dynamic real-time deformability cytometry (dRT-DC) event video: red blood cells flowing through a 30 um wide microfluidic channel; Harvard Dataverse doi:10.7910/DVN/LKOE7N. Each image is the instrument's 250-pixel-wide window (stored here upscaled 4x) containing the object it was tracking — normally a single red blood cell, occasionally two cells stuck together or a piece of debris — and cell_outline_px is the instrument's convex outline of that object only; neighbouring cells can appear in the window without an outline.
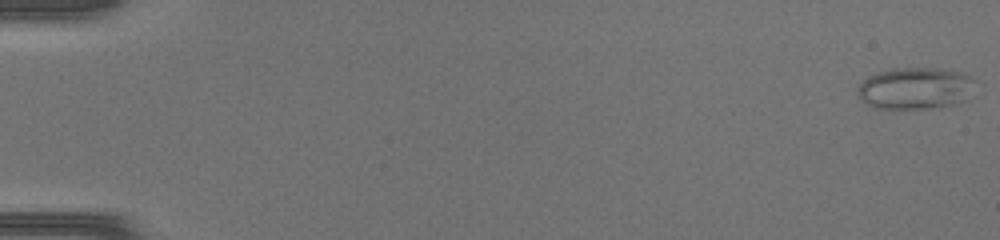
{"species": "common noctule bat (a hibernating species)", "species_latin": "Nyctalus noctula", "temperature_condition": "warm", "stored_images_in_passage": 48, "camera_frame_rate_fps": 3000, "um_per_image_px": 0.085, "animal": {"sex": "female", "body_mass_g": 17.0, "forearm_length_mm": 48.0}, "frame": {"image": 1, "passage_image": 1, "time_ms": 0.0, "image_size_px": [1000, 240], "cell_outline_px": [[976, 96], [968, 100], [956, 104], [932, 108], [876, 108], [868, 104], [856, 92], [856, 88], [868, 76], [876, 72], [892, 68], [940, 68], [960, 72], [972, 76], [976, 80]], "centroid_in_image_um": [77.92, 7.5], "position_along_channel_um": 7.1, "area_um2": 29.36}}
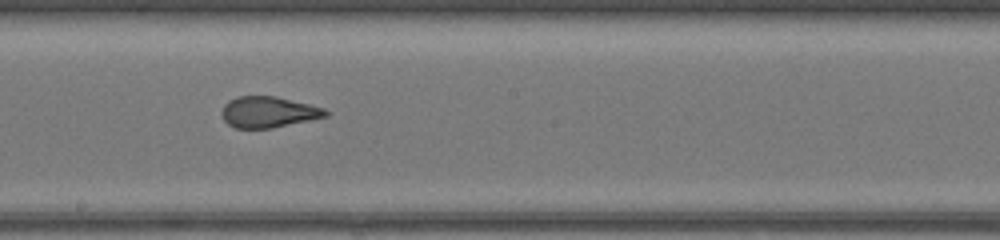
{"frame": {"image": 2, "passage_image": 28, "time_ms": 9.0, "image_size_px": [1000, 240], "cell_outline_px": [[332, 112], [328, 116], [272, 128], [236, 128], [228, 124], [224, 120], [220, 112], [224, 104], [228, 100], [236, 96], [276, 96], [324, 108]], "centroid_in_image_um": [22.8, 9.52], "position_along_channel_um": 225.4, "area_um2": 18.9}}
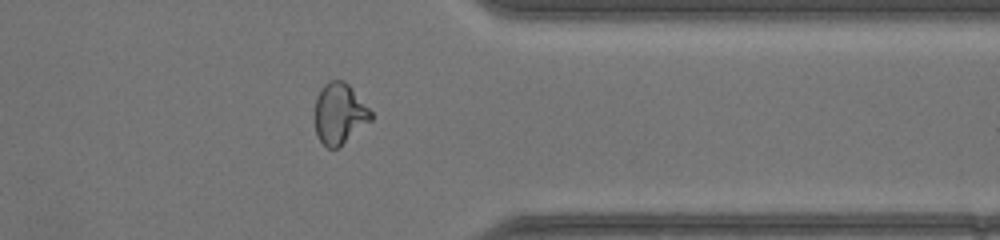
{"frame": {"image": 3, "passage_image": 39, "time_ms": 12.667, "image_size_px": [1000, 240], "cell_outline_px": [[372, 120], [336, 148], [328, 148], [316, 136], [312, 116], [316, 96], [320, 88], [328, 80], [344, 80], [352, 88], [372, 112]], "centroid_in_image_um": [28.79, 9.63], "position_along_channel_um": 382.6, "area_um2": 20.23}}